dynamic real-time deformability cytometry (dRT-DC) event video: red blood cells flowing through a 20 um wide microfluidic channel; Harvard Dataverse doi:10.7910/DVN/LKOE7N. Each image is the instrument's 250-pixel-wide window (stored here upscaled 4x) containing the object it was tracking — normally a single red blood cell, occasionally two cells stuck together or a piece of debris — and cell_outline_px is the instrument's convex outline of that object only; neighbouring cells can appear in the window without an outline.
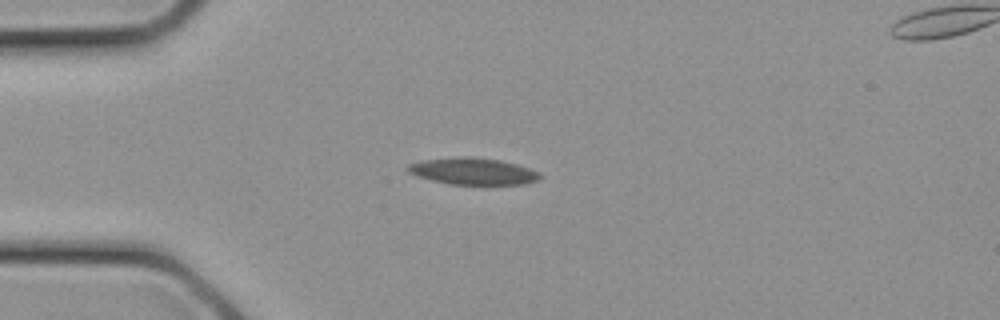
{"species": "common noctule bat (a hibernating species)", "species_latin": "Nyctalus noctula", "temperature_condition": "cold", "stored_images_in_passage": 4, "camera_frame_rate_fps": 3000, "um_per_image_px": 0.085, "animal": {"sex": "female", "body_mass_g": 21.9}, "frame": {"image": 1, "passage_image": 1, "time_ms": 0.0, "image_size_px": [1000, 320], "cell_outline_px": [[544, 176], [540, 180], [524, 184], [484, 188], [448, 184], [432, 180], [408, 172], [404, 168], [408, 164], [420, 160], [460, 156], [472, 156], [500, 160], [516, 164], [540, 172]], "centroid_in_image_um": [40.27, 14.6], "position_along_channel_um": 44.7, "area_um2": 21.91}}
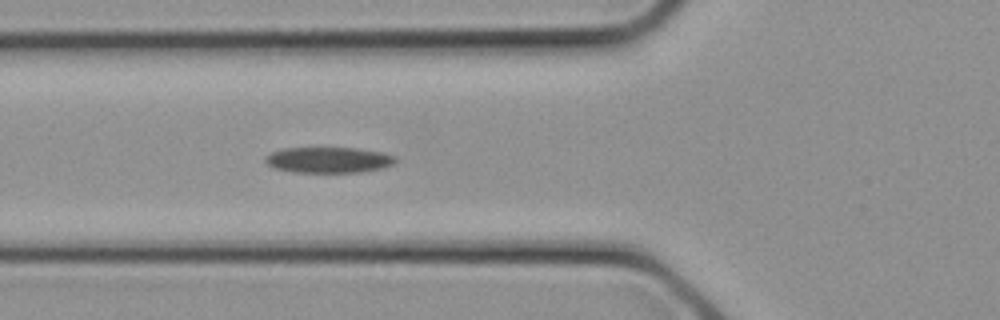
{"frame": {"image": 2, "passage_image": 4, "time_ms": 1.0, "image_size_px": [1000, 320], "cell_outline_px": [[396, 160], [392, 164], [384, 168], [360, 172], [292, 172], [276, 168], [268, 164], [264, 160], [264, 156], [268, 152], [284, 148], [356, 148], [384, 152], [396, 156]], "centroid_in_image_um": [27.92, 13.59], "position_along_channel_um": 97.9, "area_um2": 19.71}}